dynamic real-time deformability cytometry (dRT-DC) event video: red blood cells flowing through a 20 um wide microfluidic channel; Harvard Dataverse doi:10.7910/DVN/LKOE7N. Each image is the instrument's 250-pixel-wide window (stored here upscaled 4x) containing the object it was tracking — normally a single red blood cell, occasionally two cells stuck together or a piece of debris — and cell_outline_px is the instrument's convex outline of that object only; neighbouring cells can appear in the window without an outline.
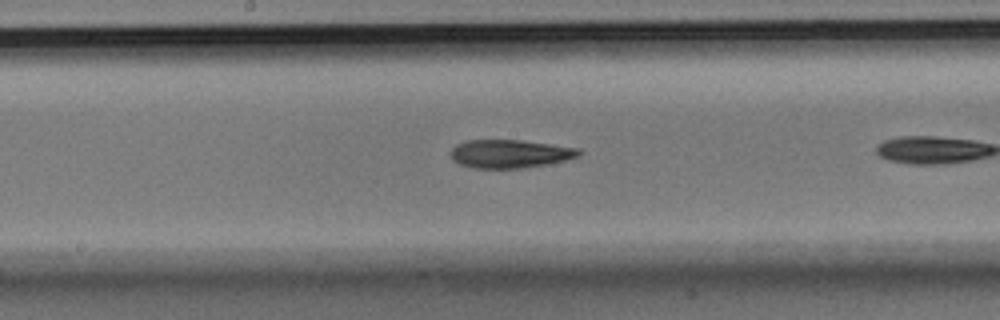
{"species": "Egyptian fruit bat (a non-hibernating species)", "species_latin": "Rousettus aegyptiacus", "temperature_condition": "room temperature", "stored_images_in_passage": 15, "camera_frame_rate_fps": 3000, "um_per_image_px": 0.085, "animal": {"sex": "male"}, "frame": {"image": 1, "passage_image": 13, "time_ms": 4.0, "image_size_px": [1000, 320], "cell_outline_px": [[580, 156], [564, 160], [524, 168], [472, 168], [460, 164], [452, 160], [452, 148], [456, 144], [464, 140], [524, 140], [580, 148]], "centroid_in_image_um": [43.33, 13.06], "position_along_channel_um": 204.9, "area_um2": 21.15}}